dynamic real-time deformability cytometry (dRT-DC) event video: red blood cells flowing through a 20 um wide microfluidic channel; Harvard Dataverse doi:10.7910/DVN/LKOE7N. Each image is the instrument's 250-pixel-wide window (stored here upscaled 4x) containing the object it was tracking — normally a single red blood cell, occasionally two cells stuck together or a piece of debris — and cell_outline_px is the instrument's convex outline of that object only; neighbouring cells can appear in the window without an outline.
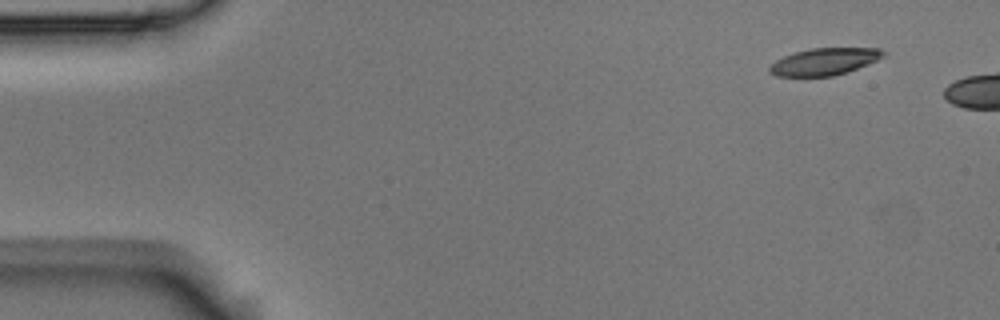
{"species": "Egyptian fruit bat (a non-hibernating species)", "species_latin": "Rousettus aegyptiacus", "temperature_condition": "room temperature", "stored_images_in_passage": 12, "segment_of_instrument_passage": [2, 2], "camera_frame_rate_fps": 3000, "um_per_image_px": 0.085, "animal": {"sex": "male"}, "frame": {"image": 1, "passage_image": 12, "time_ms": 3.667, "image_size_px": [1000, 320], "cell_outline_px": [[888, 52], [884, 56], [868, 64], [848, 72], [832, 76], [776, 76], [768, 72], [768, 68], [776, 60], [784, 56], [796, 52], [812, 48], [880, 48]], "centroid_in_image_um": [70.09, 5.23], "position_along_channel_um": 14.9, "area_um2": 17.92}}